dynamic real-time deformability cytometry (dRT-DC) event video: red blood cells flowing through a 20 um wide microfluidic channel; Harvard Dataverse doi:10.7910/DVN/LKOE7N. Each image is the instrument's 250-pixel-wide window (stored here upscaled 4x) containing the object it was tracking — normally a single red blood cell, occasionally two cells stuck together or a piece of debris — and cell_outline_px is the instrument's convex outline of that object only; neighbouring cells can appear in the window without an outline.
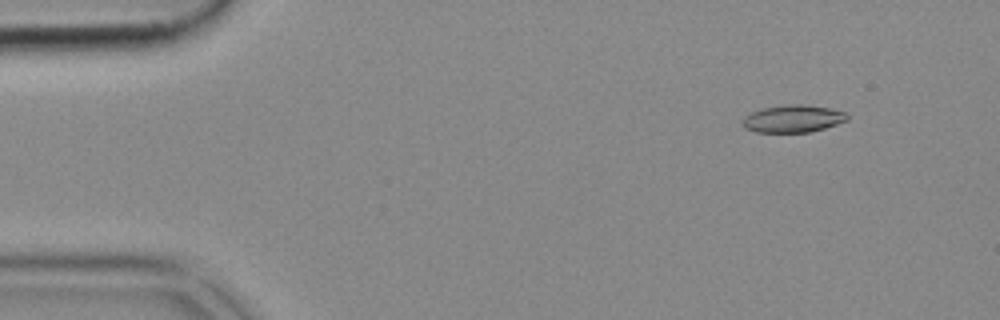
{"species": "common noctule bat (a hibernating species)", "species_latin": "Nyctalus noctula", "temperature_condition": "cold", "stored_images_in_passage": 22, "camera_frame_rate_fps": 3000, "um_per_image_px": 0.085, "animal": {"sex": "female", "body_mass_g": 18.4}, "frame": {"image": 1, "passage_image": 6, "time_ms": 1.667, "image_size_px": [1000, 320], "cell_outline_px": [[848, 120], [824, 128], [808, 132], [756, 132], [744, 128], [740, 124], [744, 116], [752, 112], [764, 108], [792, 104], [800, 104], [828, 108], [844, 112], [848, 116]], "centroid_in_image_um": [67.36, 10.1], "position_along_channel_um": 17.6, "area_um2": 16.53}}
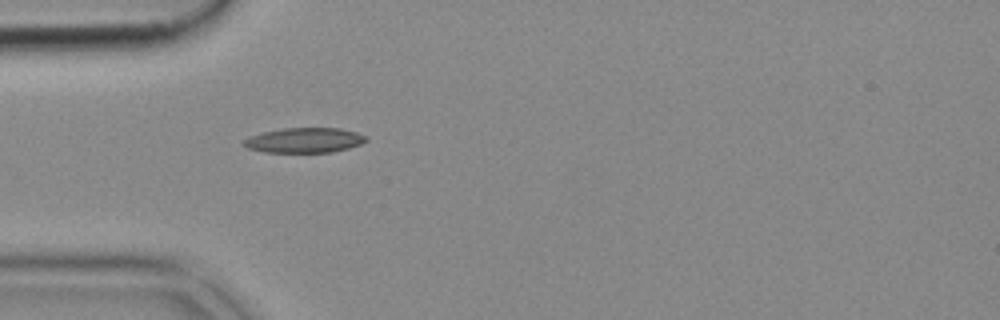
{"frame": {"image": 2, "passage_image": 16, "time_ms": 5.0, "image_size_px": [1000, 320], "cell_outline_px": [[368, 140], [360, 144], [348, 148], [332, 152], [264, 152], [248, 148], [244, 144], [244, 140], [252, 136], [264, 132], [284, 128], [340, 128], [356, 132], [368, 136]], "centroid_in_image_um": [25.94, 11.92], "position_along_channel_um": 59.1, "area_um2": 17.63}}